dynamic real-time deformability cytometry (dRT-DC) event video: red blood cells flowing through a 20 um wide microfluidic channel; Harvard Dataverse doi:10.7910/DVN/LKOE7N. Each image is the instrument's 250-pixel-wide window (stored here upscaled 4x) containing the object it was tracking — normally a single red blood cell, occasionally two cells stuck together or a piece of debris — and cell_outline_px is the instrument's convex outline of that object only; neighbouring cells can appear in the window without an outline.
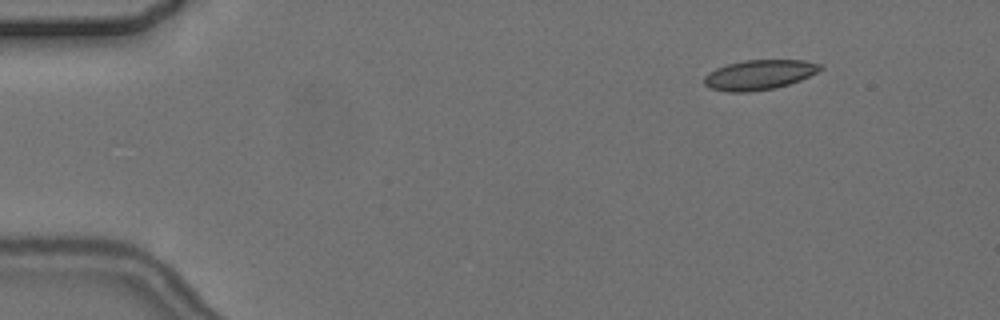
{"species": "common noctule bat (a hibernating species)", "species_latin": "Nyctalus noctula", "temperature_condition": "cold", "stored_images_in_passage": 5, "camera_frame_rate_fps": 3000, "um_per_image_px": 0.085, "animal": {"sex": "female", "body_mass_g": 24.6, "forearm_length_mm": 56.2}, "frame": {"image": 1, "passage_image": 2, "time_ms": 1.0, "image_size_px": [1000, 320], "cell_outline_px": [[824, 68], [800, 80], [788, 84], [772, 88], [748, 92], [728, 92], [708, 88], [704, 84], [704, 76], [708, 72], [716, 68], [728, 64], [744, 60], [804, 60], [824, 64]], "centroid_in_image_um": [64.52, 6.35], "position_along_channel_um": 20.5, "area_um2": 20.23}}
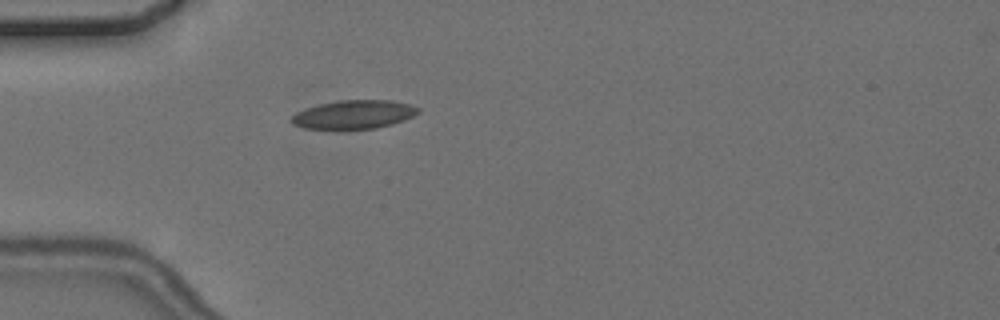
{"frame": {"image": 2, "passage_image": 5, "time_ms": 4.333, "image_size_px": [1000, 320], "cell_outline_px": [[420, 112], [404, 120], [392, 124], [376, 128], [340, 132], [336, 132], [304, 128], [292, 124], [288, 120], [296, 112], [320, 104], [340, 100], [392, 100], [408, 104], [420, 108]], "centroid_in_image_um": [30.02, 9.78], "position_along_channel_um": 55.0, "area_um2": 21.96}}